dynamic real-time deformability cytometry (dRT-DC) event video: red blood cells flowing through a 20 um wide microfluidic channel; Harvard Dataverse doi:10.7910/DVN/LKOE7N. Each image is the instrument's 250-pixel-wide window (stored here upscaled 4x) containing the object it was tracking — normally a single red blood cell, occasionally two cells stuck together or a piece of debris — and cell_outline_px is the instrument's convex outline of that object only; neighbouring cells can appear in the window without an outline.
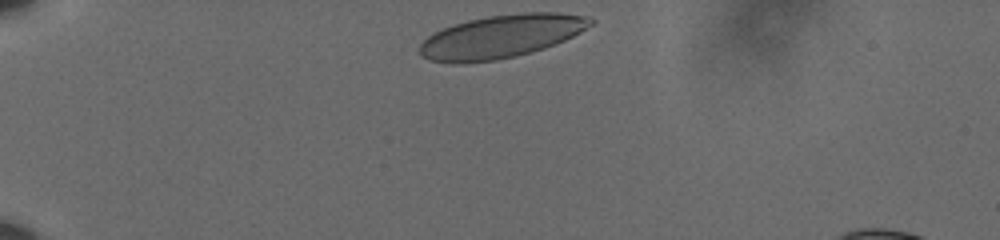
{"species": "human", "species_latin": "Homo sapiens", "temperature_condition": "cold", "stored_images_in_passage": 37, "camera_frame_rate_fps": 3000, "um_per_image_px": 0.085, "donor": {"sex": "male"}, "frame": {"image": 1, "passage_image": 1, "time_ms": 0.0, "image_size_px": [1000, 240], "cell_outline_px": [[596, 20], [592, 24], [580, 32], [564, 40], [544, 48], [516, 56], [496, 60], [460, 64], [452, 64], [432, 60], [424, 56], [420, 52], [420, 44], [432, 32], [452, 24], [468, 20], [488, 16], [520, 12], [556, 12], [584, 16]], "centroid_in_image_um": [42.58, 3.09], "position_along_channel_um": 42.4, "area_um2": 42.95}}
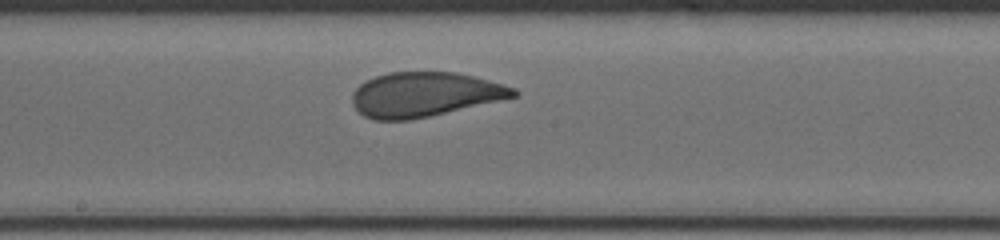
{"frame": {"image": 2, "passage_image": 20, "time_ms": 6.333, "image_size_px": [1000, 240], "cell_outline_px": [[520, 96], [428, 116], [408, 120], [372, 120], [364, 116], [352, 104], [352, 92], [360, 84], [376, 76], [388, 72], [456, 72], [504, 84], [516, 88], [520, 92]], "centroid_in_image_um": [36.11, 8.03], "position_along_channel_um": 212.1, "area_um2": 41.85}}
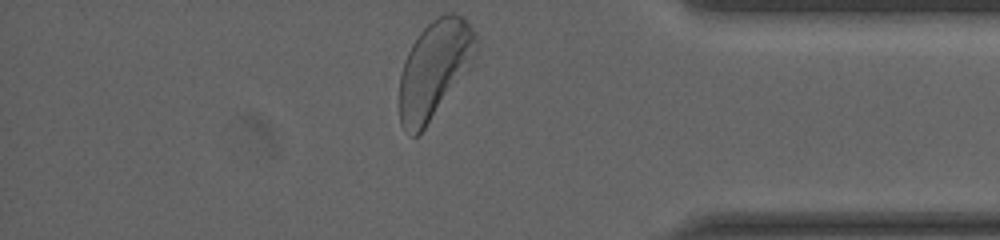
{"frame": {"image": 3, "passage_image": 37, "time_ms": 12.0, "image_size_px": [1000, 240], "cell_outline_px": [[476, 52], [472, 64], [424, 128], [416, 136], [412, 136], [400, 124], [400, 76], [404, 60], [412, 44], [420, 32], [432, 20], [444, 12], [452, 12], [464, 16], [476, 32]], "centroid_in_image_um": [36.94, 5.82], "position_along_channel_um": 398.3, "area_um2": 43.0}, "authors_computed_cell_mechanics": {"area_um2": 42.7142, "velocity_mm_per_s": 3.5722, "shape_relaxation_time_tau1_ms": 3.7453, "shape_relaxation_time_tau2_ms": null, "deformation_change_tau1": 0.1259, "deformation_change_tau2": null}}